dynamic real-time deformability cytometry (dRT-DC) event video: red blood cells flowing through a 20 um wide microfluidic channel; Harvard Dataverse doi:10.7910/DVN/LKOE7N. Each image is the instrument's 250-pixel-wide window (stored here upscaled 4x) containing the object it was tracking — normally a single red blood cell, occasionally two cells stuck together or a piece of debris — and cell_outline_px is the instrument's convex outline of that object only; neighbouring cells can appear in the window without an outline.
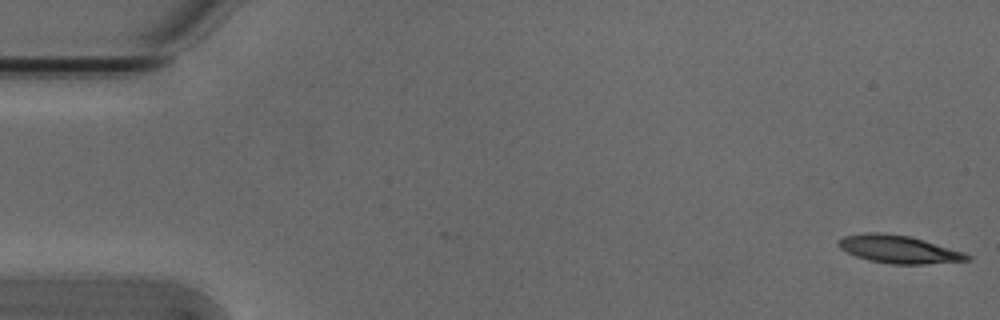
{"species": "Egyptian fruit bat (a non-hibernating species)", "species_latin": "Rousettus aegyptiacus", "temperature_condition": "cold", "stored_images_in_passage": 5, "camera_frame_rate_fps": 3000, "um_per_image_px": 0.085, "animal": {"sex": "male"}, "frame": {"image": 1, "passage_image": 1, "time_ms": 0.0, "image_size_px": [1000, 320], "cell_outline_px": [[972, 260], [924, 264], [892, 264], [868, 260], [856, 256], [840, 248], [836, 244], [836, 240], [844, 236], [864, 232], [876, 232], [908, 236], [924, 240], [964, 252], [972, 256]], "centroid_in_image_um": [76.38, 21.19], "position_along_channel_um": 8.6, "area_um2": 20.87}}
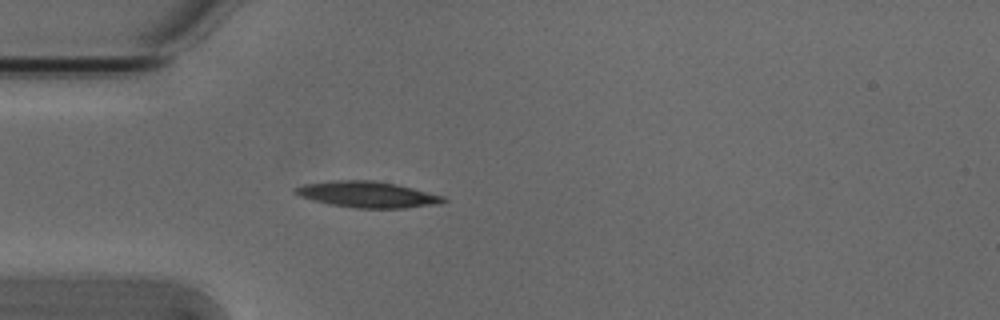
{"frame": {"image": 2, "passage_image": 5, "time_ms": 1.333, "image_size_px": [1000, 320], "cell_outline_px": [[448, 200], [440, 204], [404, 208], [356, 208], [328, 204], [312, 200], [300, 196], [292, 192], [292, 188], [304, 184], [332, 180], [372, 180], [396, 184], [444, 196]], "centroid_in_image_um": [31.2, 16.53], "position_along_channel_um": 53.8, "area_um2": 22.66}}